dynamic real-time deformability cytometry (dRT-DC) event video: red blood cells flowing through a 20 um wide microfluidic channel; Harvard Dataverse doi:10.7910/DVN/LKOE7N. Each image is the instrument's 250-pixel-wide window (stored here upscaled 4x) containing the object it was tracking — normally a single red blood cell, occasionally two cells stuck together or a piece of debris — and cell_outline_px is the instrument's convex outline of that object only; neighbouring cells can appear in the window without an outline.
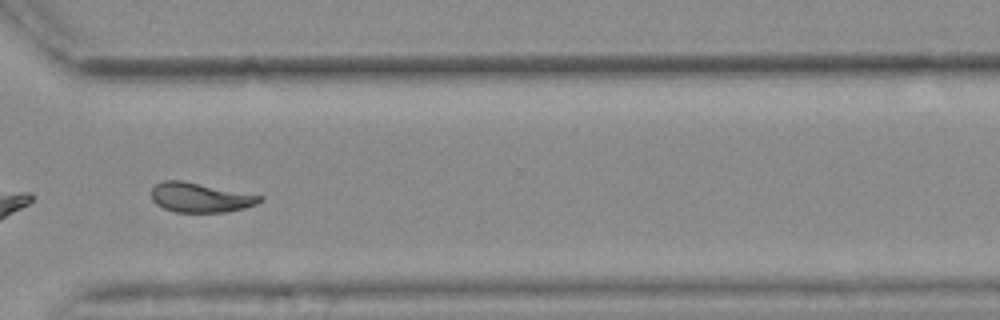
{"species": "common noctule bat (a hibernating species)", "species_latin": "Nyctalus noctula", "temperature_condition": "warm", "stored_images_in_passage": 33, "camera_frame_rate_fps": 3000, "um_per_image_px": 0.085, "animal": {"sex": "female", "body_mass_g": 25.1}, "frame": {"image": 1, "passage_image": 28, "time_ms": 9.0, "image_size_px": [1000, 320], "cell_outline_px": [[264, 200], [256, 204], [244, 208], [224, 212], [176, 212], [164, 208], [156, 204], [152, 200], [152, 188], [156, 184], [164, 180], [180, 180], [264, 196]], "centroid_in_image_um": [17.03, 16.79], "position_along_channel_um": 353.6, "area_um2": 18.55}, "authors_computed_cell_mechanics": {"area_um2": 18.6116, "velocity_mm_per_s": 3.6488, "shape_relaxation_time_tau1_ms": null, "shape_relaxation_time_tau2_ms": 5.6417, "deformation_change_tau1": null, "deformation_change_tau2": 0.1031}}